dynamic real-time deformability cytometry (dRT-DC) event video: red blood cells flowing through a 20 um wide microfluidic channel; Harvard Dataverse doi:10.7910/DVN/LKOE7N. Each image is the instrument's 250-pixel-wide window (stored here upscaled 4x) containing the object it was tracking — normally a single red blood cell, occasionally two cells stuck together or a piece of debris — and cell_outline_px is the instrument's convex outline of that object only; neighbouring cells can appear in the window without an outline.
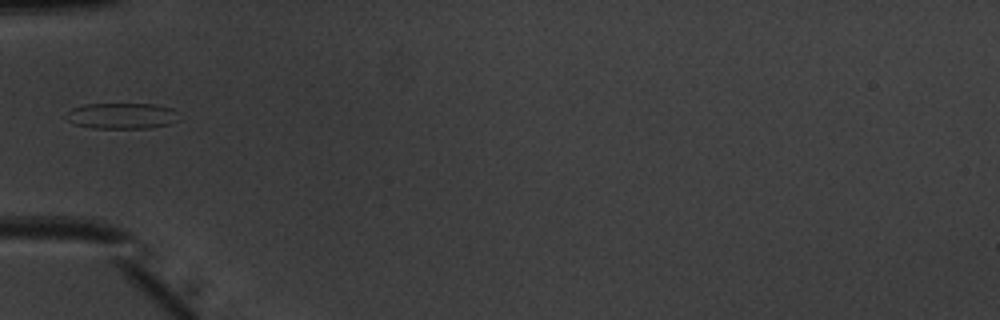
{"species": "common noctule bat (a hibernating species)", "species_latin": "Nyctalus noctula", "temperature_condition": "warm", "stored_images_in_passage": 34, "camera_frame_rate_fps": 3000, "um_per_image_px": 0.085, "animal": {"sex": "male", "body_mass_g": 20.1, "forearm_length_mm": 53.5}, "frame": {"image": 1, "passage_image": 1, "time_ms": 0.0, "image_size_px": [1000, 320], "cell_outline_px": [[176, 120], [168, 124], [148, 128], [92, 128], [76, 124], [68, 120], [64, 116], [72, 108], [84, 104], [156, 104], [172, 108], [176, 112]], "centroid_in_image_um": [10.32, 9.84], "position_along_channel_um": 74.7, "area_um2": 16.88}}
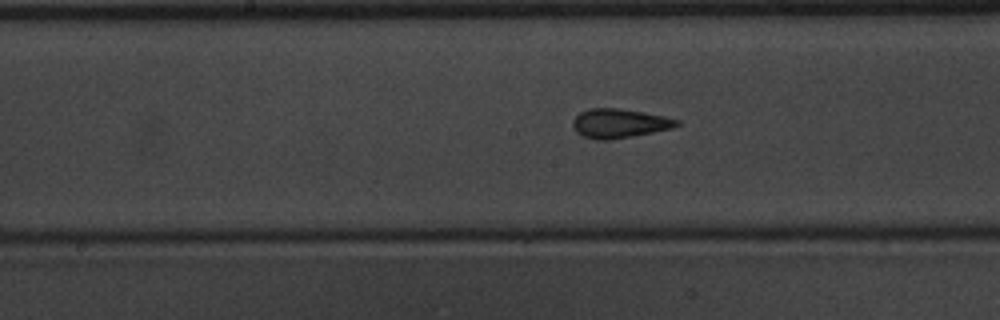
{"frame": {"image": 2, "passage_image": 10, "time_ms": 3.0, "image_size_px": [1000, 320], "cell_outline_px": [[680, 124], [672, 128], [612, 140], [596, 140], [584, 136], [576, 132], [572, 124], [572, 120], [580, 112], [588, 108], [616, 108], [644, 112], [664, 116], [680, 120]], "centroid_in_image_um": [52.63, 10.48], "position_along_channel_um": 195.6, "area_um2": 17.69}}
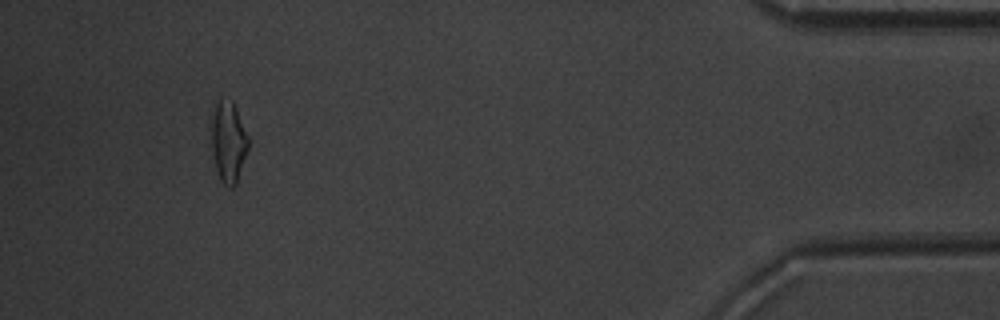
{"frame": {"image": 3, "passage_image": 31, "time_ms": 10.0, "image_size_px": [1000, 320], "cell_outline_px": [[248, 148], [236, 184], [232, 188], [224, 184], [220, 180], [216, 168], [212, 152], [208, 120], [208, 112], [220, 100], [232, 100], [236, 108], [248, 136]], "centroid_in_image_um": [19.34, 12.0], "position_along_channel_um": 415.9, "area_um2": 17.92}, "authors_computed_cell_mechanics": {"area_um2": 17.0221, "velocity_mm_per_s": 3.9958, "shape_relaxation_time_tau1_ms": 4.7355, "shape_relaxation_time_tau2_ms": 1.5112, "deformation_change_tau1": 0.1393, "deformation_change_tau2": 0.0947}}